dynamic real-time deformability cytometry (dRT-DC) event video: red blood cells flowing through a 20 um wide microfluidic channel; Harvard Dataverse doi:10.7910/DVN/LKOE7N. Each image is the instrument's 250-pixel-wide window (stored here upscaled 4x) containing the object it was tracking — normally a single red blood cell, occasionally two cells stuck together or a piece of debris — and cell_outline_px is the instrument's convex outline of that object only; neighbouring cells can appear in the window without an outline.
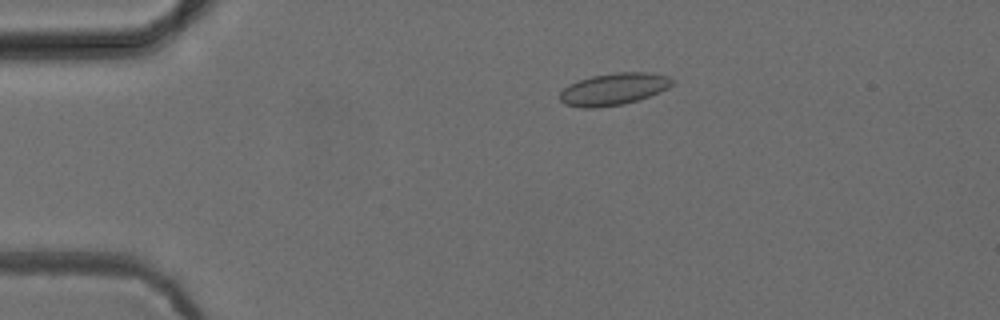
{"species": "common noctule bat (a hibernating species)", "species_latin": "Nyctalus noctula", "temperature_condition": "cold", "stored_images_in_passage": 48, "camera_frame_rate_fps": 3000, "um_per_image_px": 0.085, "animal": {"sex": "female", "body_mass_g": 24.6, "forearm_length_mm": 56.2}, "frame": {"image": 1, "passage_image": 6, "time_ms": 1.667, "image_size_px": [1000, 320], "cell_outline_px": [[676, 80], [668, 88], [660, 92], [624, 104], [596, 108], [580, 108], [564, 104], [560, 100], [560, 92], [568, 84], [592, 76], [616, 72], [648, 72], [668, 76]], "centroid_in_image_um": [52.16, 7.57], "position_along_channel_um": 32.8, "area_um2": 21.04}}
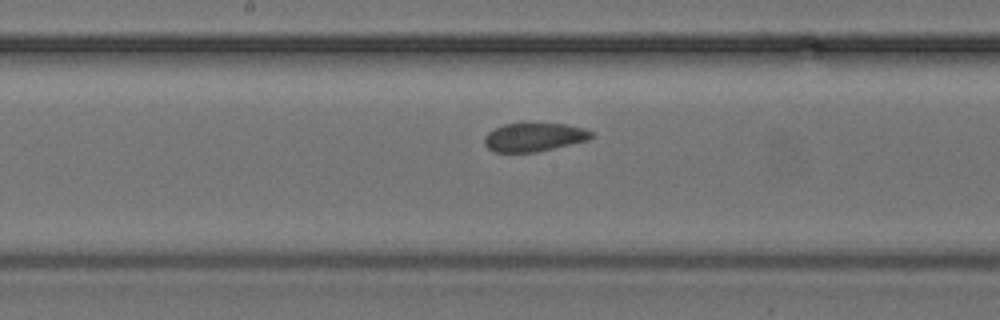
{"frame": {"image": 2, "passage_image": 23, "time_ms": 7.333, "image_size_px": [1000, 320], "cell_outline_px": [[592, 136], [588, 140], [536, 152], [492, 152], [484, 144], [484, 136], [488, 132], [504, 124], [524, 120], [564, 124], [584, 128], [592, 132]], "centroid_in_image_um": [45.35, 11.61], "position_along_channel_um": 202.8, "area_um2": 18.44}}
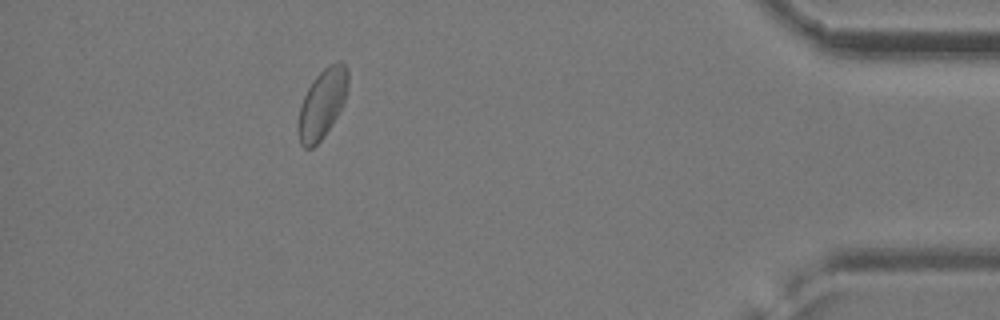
{"frame": {"image": 3, "passage_image": 43, "time_ms": 14.0, "image_size_px": [1000, 320], "cell_outline_px": [[348, 88], [344, 104], [332, 124], [324, 136], [312, 148], [304, 148], [300, 144], [300, 108], [304, 96], [312, 80], [328, 64], [340, 60], [348, 68]], "centroid_in_image_um": [27.44, 8.75], "position_along_channel_um": 407.8, "area_um2": 19.83}, "authors_computed_cell_mechanics": {"area_um2": 19.2185, "velocity_mm_per_s": 3.8666, "shape_relaxation_time_tau1_ms": null, "shape_relaxation_time_tau2_ms": 1.132, "deformation_change_tau1": null, "deformation_change_tau2": 0.0352}}